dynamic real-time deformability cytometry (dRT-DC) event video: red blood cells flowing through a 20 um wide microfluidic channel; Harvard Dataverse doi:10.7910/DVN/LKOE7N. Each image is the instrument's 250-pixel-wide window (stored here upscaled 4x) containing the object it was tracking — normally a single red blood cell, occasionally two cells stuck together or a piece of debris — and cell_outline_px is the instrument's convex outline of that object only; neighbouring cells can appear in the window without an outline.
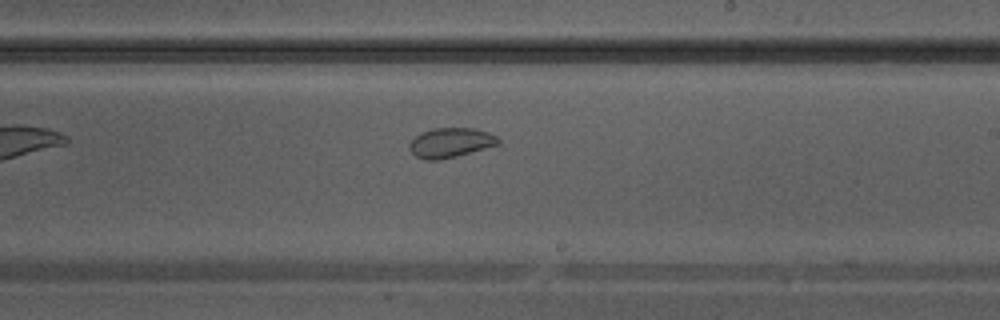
{"species": "Egyptian fruit bat (a non-hibernating species)", "species_latin": "Rousettus aegyptiacus", "temperature_condition": "warm", "stored_images_in_passage": 29, "camera_frame_rate_fps": 3000, "um_per_image_px": 0.085, "animal": {"sex": "male"}, "frame": {"image": 1, "passage_image": 13, "time_ms": 4.0, "image_size_px": [1000, 320], "cell_outline_px": [[500, 144], [456, 156], [440, 160], [424, 160], [416, 156], [408, 148], [408, 144], [420, 132], [432, 128], [476, 128], [488, 132], [496, 136], [500, 140]], "centroid_in_image_um": [38.28, 12.12], "position_along_channel_um": 250.7, "area_um2": 15.43}}